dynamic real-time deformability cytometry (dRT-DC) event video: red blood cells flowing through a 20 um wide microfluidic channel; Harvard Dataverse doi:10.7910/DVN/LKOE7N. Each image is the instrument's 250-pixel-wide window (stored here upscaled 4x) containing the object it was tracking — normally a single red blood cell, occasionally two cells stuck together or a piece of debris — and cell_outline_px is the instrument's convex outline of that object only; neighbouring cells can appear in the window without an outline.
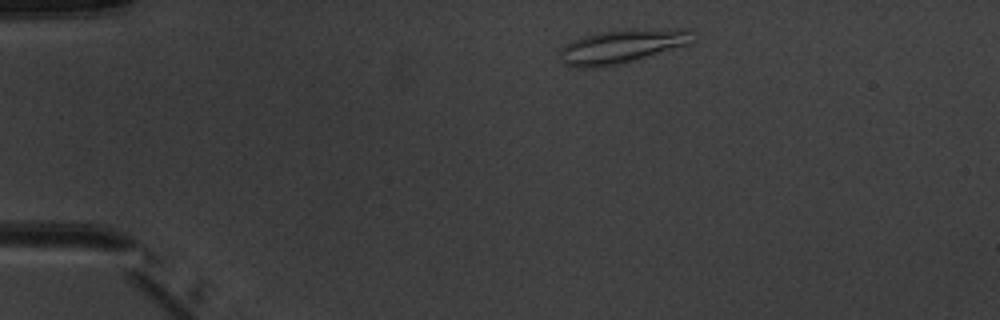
{"species": "common noctule bat (a hibernating species)", "species_latin": "Nyctalus noctula", "temperature_condition": "warm", "stored_images_in_passage": 3, "camera_frame_rate_fps": 3000, "um_per_image_px": 0.085, "animal": {"sex": "male", "body_mass_g": 20.1, "forearm_length_mm": 53.5}, "frame": {"image": 1, "passage_image": 1, "time_ms": 0.0, "image_size_px": [1000, 320], "cell_outline_px": [[692, 44], [620, 64], [596, 68], [576, 68], [564, 64], [560, 60], [556, 52], [564, 44], [572, 40], [584, 36], [600, 32], [680, 28], [688, 28]], "centroid_in_image_um": [52.77, 3.98], "position_along_channel_um": 32.2, "area_um2": 26.07}}
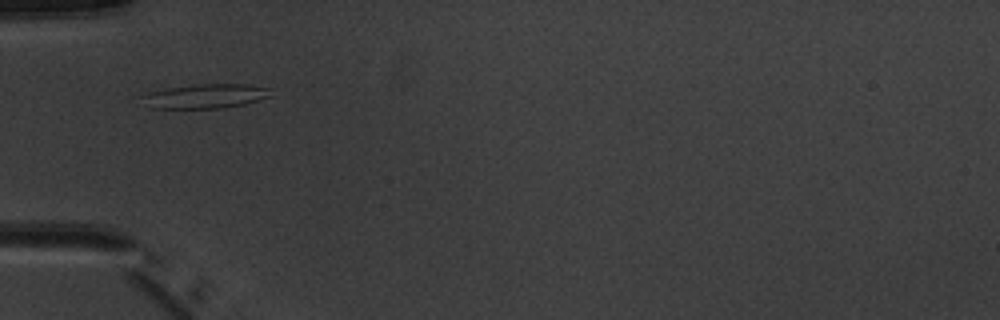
{"frame": {"image": 2, "passage_image": 3, "time_ms": 2.333, "image_size_px": [1000, 320], "cell_outline_px": [[276, 96], [244, 104], [224, 108], [152, 108], [140, 96], [148, 92], [168, 88], [196, 84], [248, 84], [272, 88]], "centroid_in_image_um": [17.6, 8.16], "position_along_channel_um": 67.4, "area_um2": 18.5}}